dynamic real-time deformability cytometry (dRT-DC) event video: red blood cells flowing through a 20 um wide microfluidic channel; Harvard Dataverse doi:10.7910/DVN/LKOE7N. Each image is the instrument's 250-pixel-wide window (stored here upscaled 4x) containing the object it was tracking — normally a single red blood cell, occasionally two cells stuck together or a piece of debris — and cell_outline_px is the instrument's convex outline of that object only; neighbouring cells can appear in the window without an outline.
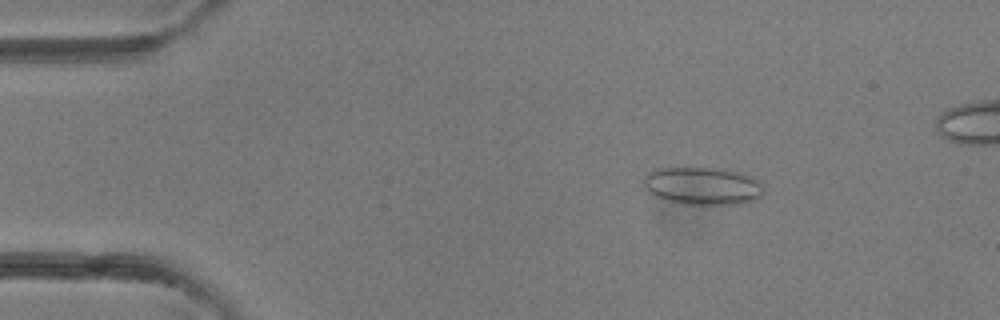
{"species": "common noctule bat (a hibernating species)", "species_latin": "Nyctalus noctula", "temperature_condition": "room temperature", "stored_images_in_passage": 34, "camera_frame_rate_fps": 3000, "um_per_image_px": 0.085, "animal": {"sex": "female"}, "frame": {"image": 1, "passage_image": 2, "time_ms": 0.333, "image_size_px": [1000, 320], "cell_outline_px": [[764, 192], [760, 196], [752, 200], [736, 204], [684, 204], [668, 200], [656, 196], [648, 192], [644, 188], [644, 176], [652, 168], [720, 168], [736, 172], [756, 180], [764, 188]], "centroid_in_image_um": [59.65, 15.8], "position_along_channel_um": 25.3, "area_um2": 26.07}}
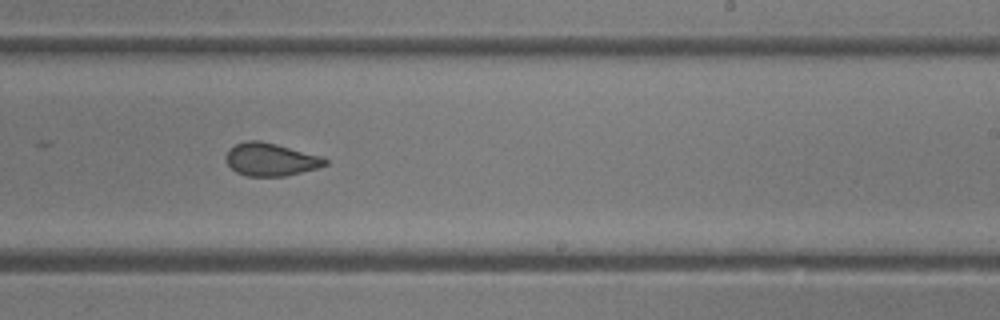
{"frame": {"image": 2, "passage_image": 20, "time_ms": 6.333, "image_size_px": [1000, 320], "cell_outline_px": [[328, 164], [320, 168], [284, 176], [248, 176], [236, 172], [228, 164], [224, 156], [228, 148], [236, 144], [248, 140], [260, 140], [276, 144], [320, 156], [328, 160]], "centroid_in_image_um": [22.99, 13.55], "position_along_channel_um": 266.0, "area_um2": 19.02}}
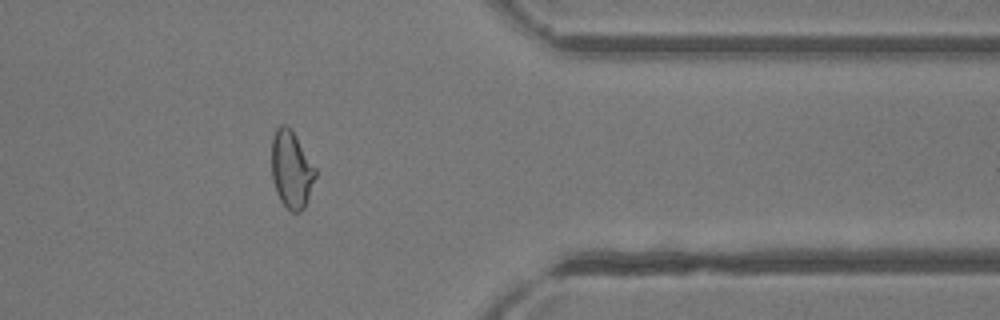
{"frame": {"image": 3, "passage_image": 28, "time_ms": 9.0, "image_size_px": [1000, 320], "cell_outline_px": [[316, 176], [304, 208], [300, 212], [292, 212], [280, 200], [276, 192], [272, 180], [272, 136], [276, 128], [280, 124], [288, 124], [292, 128], [316, 168]], "centroid_in_image_um": [24.76, 14.35], "position_along_channel_um": 386.6, "area_um2": 19.94}}